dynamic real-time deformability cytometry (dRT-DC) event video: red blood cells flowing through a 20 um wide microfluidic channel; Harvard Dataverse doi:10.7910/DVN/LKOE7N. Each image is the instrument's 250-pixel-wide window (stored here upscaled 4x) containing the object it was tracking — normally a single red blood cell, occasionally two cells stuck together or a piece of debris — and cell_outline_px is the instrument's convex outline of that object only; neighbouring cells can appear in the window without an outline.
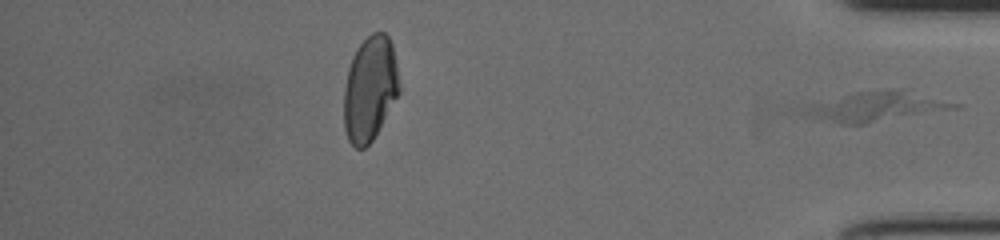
{"species": "human", "species_latin": "Homo sapiens", "temperature_condition": "cold", "stored_images_in_passage": 49, "segment_of_instrument_passage": [2, 2], "camera_frame_rate_fps": 3000, "um_per_image_px": 0.085, "donor": {"sex": "female"}, "frame": {"image": 1, "passage_image": 49, "time_ms": 16.0, "image_size_px": [1000, 240], "cell_outline_px": [[964, 104], [960, 108], [864, 124], [844, 124], [800, 112], [800, 108], [808, 104], [856, 92], [904, 88]], "centroid_in_image_um": [74.63, 9.03], "position_along_channel_um": 360.6, "area_um2": 26.01}}